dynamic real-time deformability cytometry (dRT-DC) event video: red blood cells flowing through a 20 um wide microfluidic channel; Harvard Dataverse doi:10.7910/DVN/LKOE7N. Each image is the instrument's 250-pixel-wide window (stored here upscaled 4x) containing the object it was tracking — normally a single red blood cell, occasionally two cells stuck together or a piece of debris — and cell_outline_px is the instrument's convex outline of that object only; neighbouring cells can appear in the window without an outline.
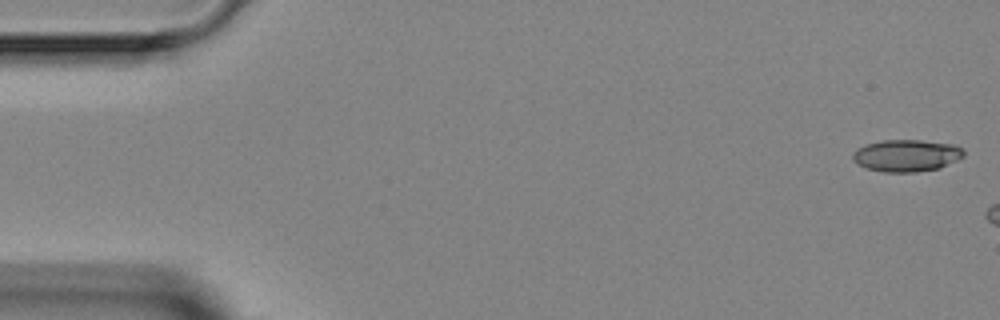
{"species": "Egyptian fruit bat (a non-hibernating species)", "species_latin": "Rousettus aegyptiacus", "temperature_condition": "room temperature", "stored_images_in_passage": 7, "camera_frame_rate_fps": 3000, "um_per_image_px": 0.085, "animal": {"sex": "female"}, "frame": {"image": 1, "passage_image": 1, "time_ms": 0.0, "image_size_px": [1000, 320], "cell_outline_px": [[964, 156], [940, 168], [916, 172], [884, 172], [868, 168], [852, 160], [852, 152], [856, 148], [868, 144], [884, 140], [920, 140], [952, 144], [964, 148]], "centroid_in_image_um": [77.06, 13.22], "position_along_channel_um": 7.9, "area_um2": 20.63}}
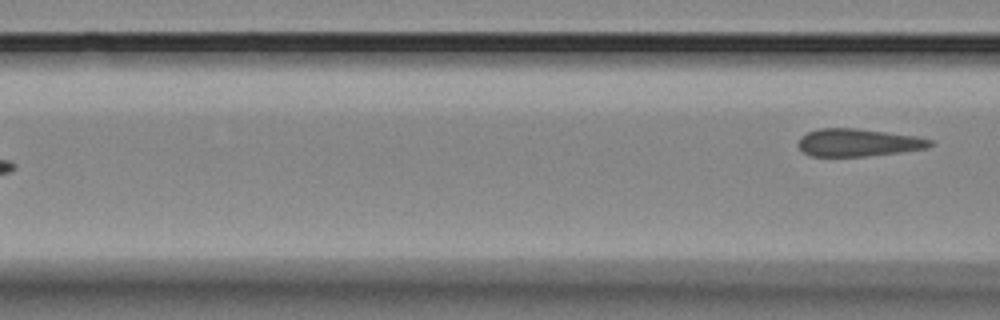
{"frame": {"image": 2, "passage_image": 7, "time_ms": 9.0, "image_size_px": [1000, 320], "cell_outline_px": [[932, 144], [928, 148], [900, 152], [864, 156], [812, 156], [804, 152], [796, 144], [800, 136], [808, 132], [820, 128], [856, 128], [916, 136], [932, 140]], "centroid_in_image_um": [72.92, 12.11], "position_along_channel_um": 93.7, "area_um2": 21.15}}